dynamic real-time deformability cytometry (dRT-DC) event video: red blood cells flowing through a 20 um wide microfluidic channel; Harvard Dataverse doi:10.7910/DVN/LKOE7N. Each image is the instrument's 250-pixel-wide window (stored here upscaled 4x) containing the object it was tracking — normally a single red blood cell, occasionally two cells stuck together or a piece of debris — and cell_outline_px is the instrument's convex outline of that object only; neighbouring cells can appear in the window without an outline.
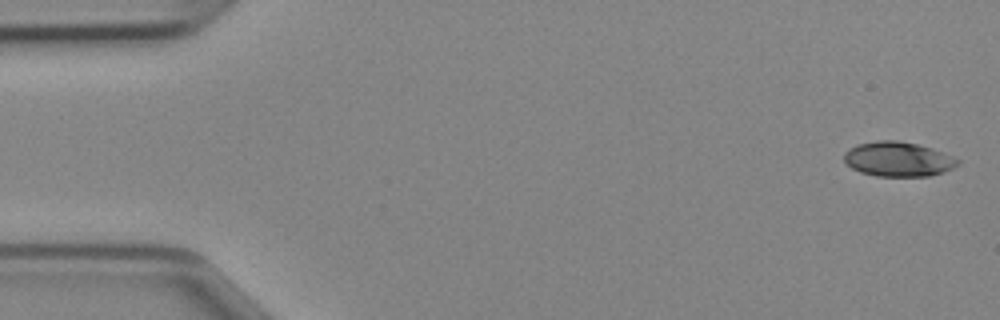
{"species": "Egyptian fruit bat (a non-hibernating species)", "species_latin": "Rousettus aegyptiacus", "temperature_condition": "cold", "stored_images_in_passage": 46, "camera_frame_rate_fps": 3000, "um_per_image_px": 0.085, "animal": {"sex": "female"}, "frame": {"image": 1, "passage_image": 1, "time_ms": 0.0, "image_size_px": [1000, 320], "cell_outline_px": [[960, 164], [944, 172], [928, 176], [876, 176], [860, 172], [852, 168], [844, 160], [844, 152], [848, 148], [856, 144], [876, 140], [896, 140], [916, 144], [932, 148], [952, 156], [960, 160]], "centroid_in_image_um": [76.32, 13.52], "position_along_channel_um": 8.7, "area_um2": 23.06}}
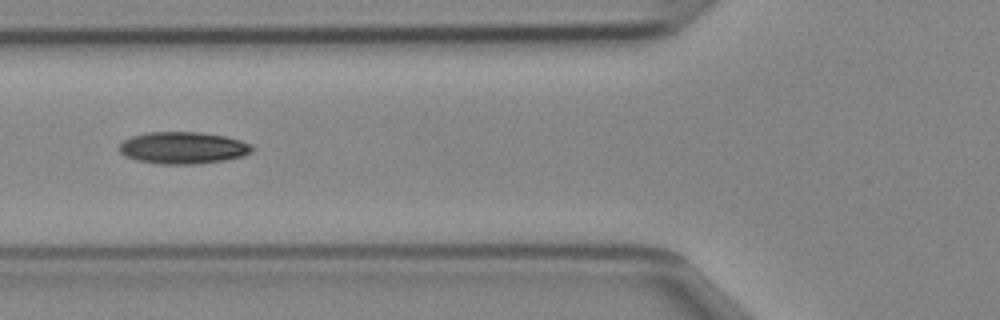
{"frame": {"image": 2, "passage_image": 17, "time_ms": 5.333, "image_size_px": [1000, 320], "cell_outline_px": [[256, 148], [252, 152], [244, 156], [224, 160], [192, 164], [160, 164], [136, 160], [124, 156], [116, 148], [124, 140], [132, 136], [148, 132], [200, 132], [224, 136], [240, 140], [252, 144]], "centroid_in_image_um": [15.56, 12.56], "position_along_channel_um": 110.2, "area_um2": 24.91}}
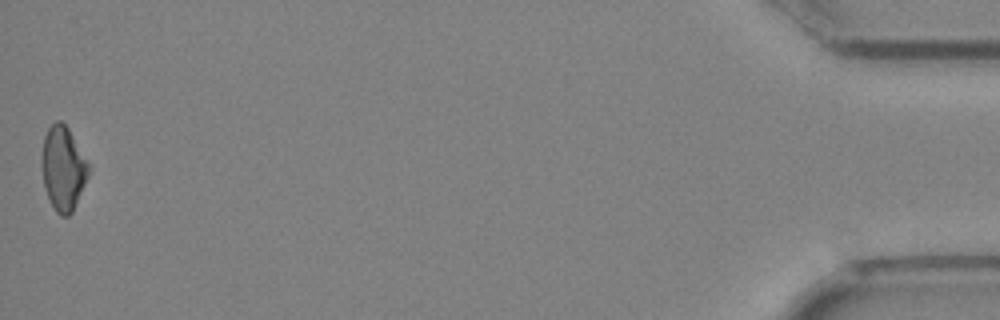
{"frame": {"image": 3, "passage_image": 46, "time_ms": 15.0, "image_size_px": [1000, 320], "cell_outline_px": [[92, 168], [72, 212], [68, 216], [60, 216], [56, 212], [44, 188], [40, 160], [44, 136], [48, 128], [56, 120], [60, 120], [68, 128], [92, 164]], "centroid_in_image_um": [5.39, 14.28], "position_along_channel_um": 429.8, "area_um2": 23.47}}